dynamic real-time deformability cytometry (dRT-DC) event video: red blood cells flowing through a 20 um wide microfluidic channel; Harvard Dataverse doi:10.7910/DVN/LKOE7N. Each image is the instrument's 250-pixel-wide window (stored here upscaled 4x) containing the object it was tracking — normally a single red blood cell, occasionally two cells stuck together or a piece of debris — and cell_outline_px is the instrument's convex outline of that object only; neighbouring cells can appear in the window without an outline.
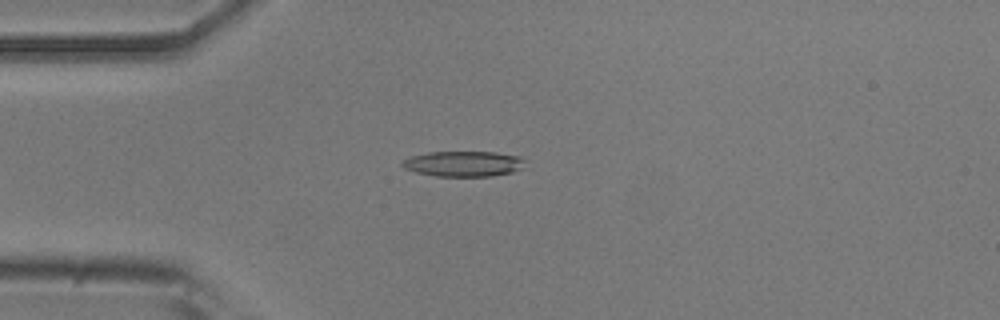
{"species": "common noctule bat (a hibernating species)", "species_latin": "Nyctalus noctula", "temperature_condition": "room temperature", "stored_images_in_passage": 49, "camera_frame_rate_fps": 3000, "um_per_image_px": 0.085, "animal": {"sex": "male", "body_mass_g": 20.5, "forearm_length_mm": 52.5}, "frame": {"image": 1, "passage_image": 9, "time_ms": 2.667, "image_size_px": [1000, 320], "cell_outline_px": [[528, 160], [524, 168], [512, 172], [492, 176], [436, 176], [416, 172], [404, 168], [400, 164], [404, 160], [412, 156], [428, 152], [496, 152], [520, 156]], "centroid_in_image_um": [39.47, 13.92], "position_along_channel_um": 45.5, "area_um2": 18.38}}
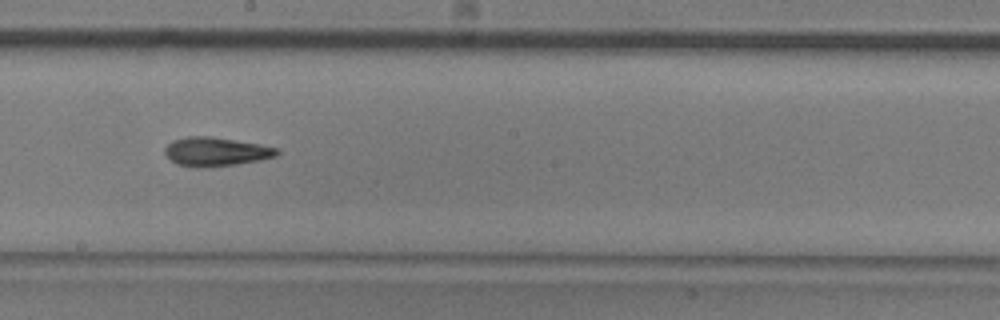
{"frame": {"image": 2, "passage_image": 25, "time_ms": 8.0, "image_size_px": [1000, 320], "cell_outline_px": [[280, 152], [276, 156], [260, 160], [236, 164], [196, 168], [176, 164], [164, 152], [164, 148], [172, 140], [188, 136], [212, 136], [260, 144], [280, 148]], "centroid_in_image_um": [18.36, 12.88], "position_along_channel_um": 229.8, "area_um2": 18.96}}
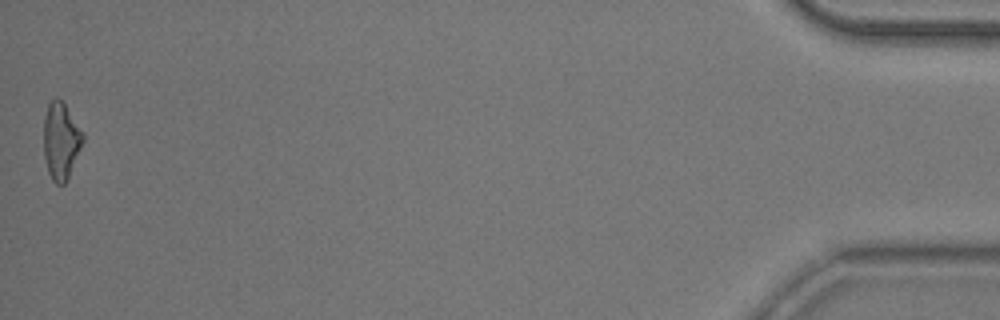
{"frame": {"image": 3, "passage_image": 49, "time_ms": 16.0, "image_size_px": [1000, 320], "cell_outline_px": [[84, 140], [68, 176], [64, 184], [56, 184], [52, 180], [48, 172], [44, 156], [44, 116], [48, 104], [56, 96], [64, 104], [84, 132]], "centroid_in_image_um": [5.17, 11.96], "position_along_channel_um": 430.0, "area_um2": 17.4}, "authors_computed_cell_mechanics": {"area_um2": 18.0914, "velocity_mm_per_s": 3.7275, "shape_relaxation_time_tau1_ms": 6.6719, "shape_relaxation_time_tau2_ms": 8.0599, "deformation_change_tau1": 0.1861, "deformation_change_tau2": 0.197}}